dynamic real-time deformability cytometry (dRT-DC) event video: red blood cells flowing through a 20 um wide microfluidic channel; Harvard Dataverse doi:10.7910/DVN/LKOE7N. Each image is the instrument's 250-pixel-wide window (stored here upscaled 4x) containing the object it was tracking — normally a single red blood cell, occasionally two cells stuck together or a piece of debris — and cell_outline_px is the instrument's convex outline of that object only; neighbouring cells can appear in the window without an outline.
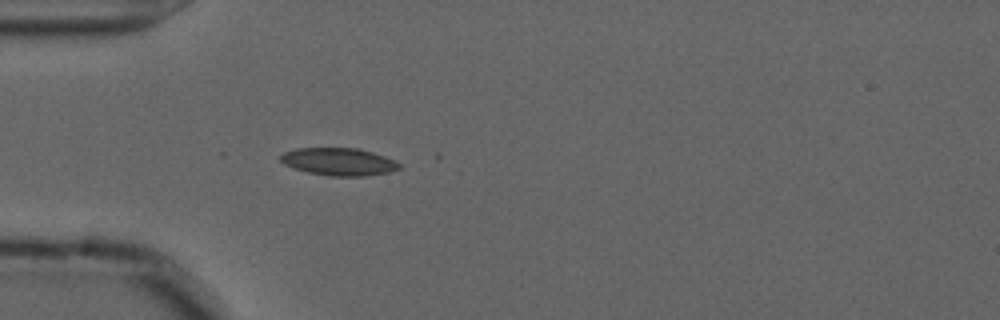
{"species": "common noctule bat (a hibernating species)", "species_latin": "Nyctalus noctula", "temperature_condition": "cold", "stored_images_in_passage": 40, "camera_frame_rate_fps": 3000, "um_per_image_px": 0.085, "animal": {"sex": "male", "forearm_length_mm": 52.5}, "frame": {"image": 1, "passage_image": 1, "time_ms": 0.0, "image_size_px": [1000, 320], "cell_outline_px": [[400, 168], [388, 172], [364, 176], [328, 176], [308, 172], [292, 168], [284, 164], [280, 160], [280, 156], [284, 152], [296, 148], [360, 148], [384, 156], [400, 164]], "centroid_in_image_um": [28.76, 13.74], "position_along_channel_um": 56.2, "area_um2": 19.02}}
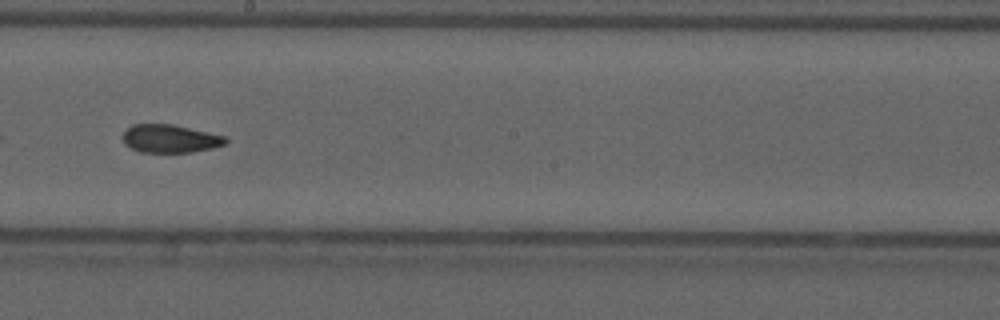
{"frame": {"image": 2, "passage_image": 16, "time_ms": 5.0, "image_size_px": [1000, 320], "cell_outline_px": [[228, 144], [212, 148], [192, 152], [140, 152], [124, 144], [124, 132], [132, 124], [172, 124], [224, 136], [228, 140]], "centroid_in_image_um": [14.47, 11.79], "position_along_channel_um": 233.7, "area_um2": 16.7}}
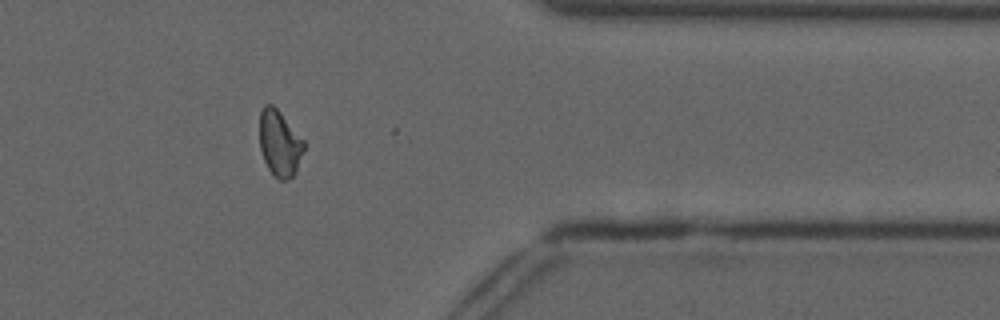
{"frame": {"image": 3, "passage_image": 30, "time_ms": 9.667, "image_size_px": [1000, 320], "cell_outline_px": [[304, 148], [296, 172], [292, 176], [284, 180], [280, 180], [268, 168], [264, 160], [260, 148], [260, 112], [264, 104], [272, 104], [280, 112], [304, 140]], "centroid_in_image_um": [23.76, 12.16], "position_along_channel_um": 387.6, "area_um2": 16.82}, "authors_computed_cell_mechanics": {"area_um2": 17.34, "velocity_mm_per_s": 3.6743, "shape_relaxation_time_tau1_ms": null, "shape_relaxation_time_tau2_ms": 2.1861, "deformation_change_tau1": null, "deformation_change_tau2": 0.0734}}